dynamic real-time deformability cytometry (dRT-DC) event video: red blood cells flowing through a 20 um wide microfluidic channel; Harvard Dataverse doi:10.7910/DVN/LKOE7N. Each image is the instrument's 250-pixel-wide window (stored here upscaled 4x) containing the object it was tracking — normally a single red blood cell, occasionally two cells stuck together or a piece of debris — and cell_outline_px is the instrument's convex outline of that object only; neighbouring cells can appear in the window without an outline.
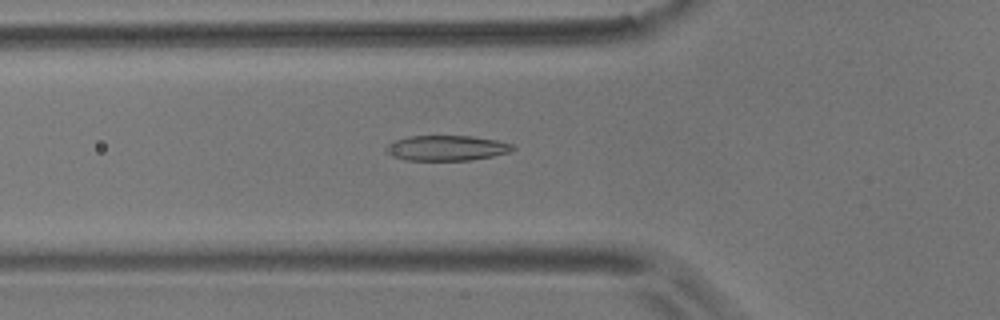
{"species": "common noctule bat (a hibernating species)", "species_latin": "Nyctalus noctula", "temperature_condition": "room temperature", "stored_images_in_passage": 38, "camera_frame_rate_fps": 3000, "um_per_image_px": 0.085, "animal": {"sex": "male", "body_mass_g": 17.9}, "frame": {"image": 1, "passage_image": 4, "time_ms": 1.0, "image_size_px": [1000, 320], "cell_outline_px": [[516, 148], [508, 152], [492, 156], [468, 160], [404, 160], [392, 156], [384, 152], [384, 148], [392, 140], [408, 136], [472, 136], [496, 140], [512, 144]], "centroid_in_image_um": [37.88, 12.58], "position_along_channel_um": 87.9, "area_um2": 18.73}}
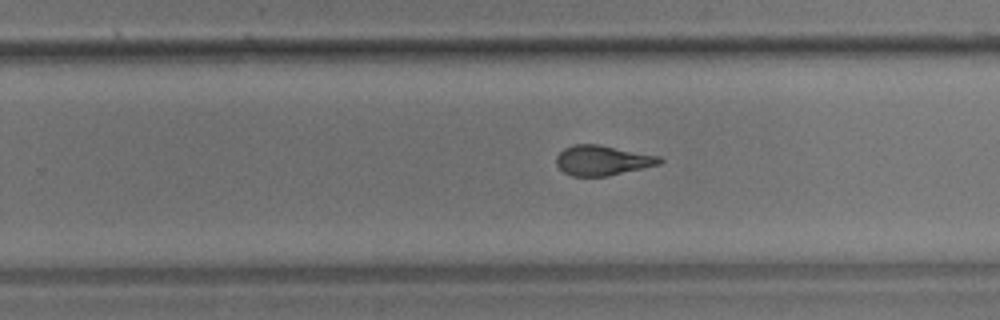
{"frame": {"image": 2, "passage_image": 20, "time_ms": 6.333, "image_size_px": [1000, 320], "cell_outline_px": [[664, 160], [660, 164], [608, 176], [572, 176], [564, 172], [556, 164], [556, 156], [564, 148], [572, 144], [600, 144], [660, 156]], "centroid_in_image_um": [51.21, 13.62], "position_along_channel_um": 278.6, "area_um2": 18.15}}
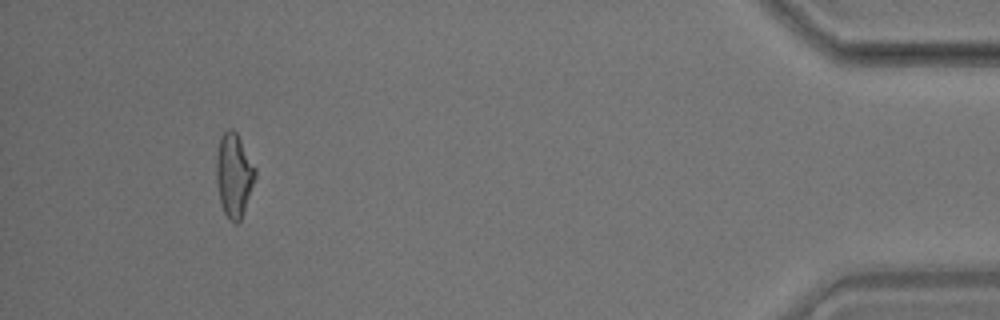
{"frame": {"image": 3, "passage_image": 37, "time_ms": 12.0, "image_size_px": [1000, 320], "cell_outline_px": [[256, 176], [240, 220], [236, 224], [228, 220], [224, 212], [220, 200], [216, 180], [216, 156], [220, 136], [228, 128], [232, 128], [236, 132], [256, 168]], "centroid_in_image_um": [19.87, 14.86], "position_along_channel_um": 415.3, "area_um2": 18.84}}